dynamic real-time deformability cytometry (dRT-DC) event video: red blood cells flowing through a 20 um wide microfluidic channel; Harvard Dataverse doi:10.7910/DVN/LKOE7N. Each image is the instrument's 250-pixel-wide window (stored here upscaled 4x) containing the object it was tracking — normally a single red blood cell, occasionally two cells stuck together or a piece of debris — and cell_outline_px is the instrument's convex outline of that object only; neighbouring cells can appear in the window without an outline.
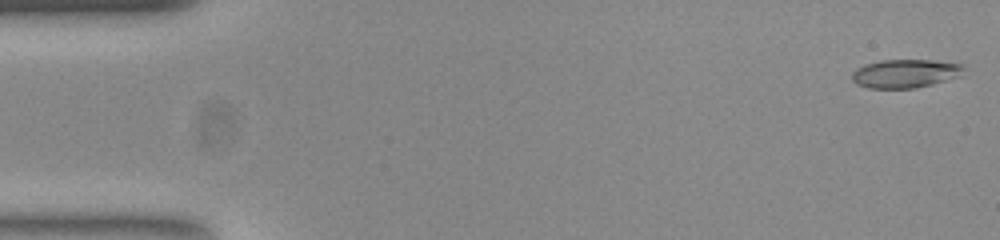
{"species": "common noctule bat (a hibernating species)", "species_latin": "Nyctalus noctula", "temperature_condition": "room temperature", "stored_images_in_passage": 53, "camera_frame_rate_fps": 3000, "um_per_image_px": 0.085, "animal": {"sex": "female", "body_mass_g": 23.0, "forearm_length_mm": 53.4}, "frame": {"image": 1, "passage_image": 1, "time_ms": 0.0, "image_size_px": [1000, 240], "cell_outline_px": [[964, 68], [960, 76], [932, 84], [912, 88], [868, 88], [856, 84], [852, 80], [852, 72], [856, 68], [864, 64], [880, 60], [932, 60], [964, 64]], "centroid_in_image_um": [76.92, 6.24], "position_along_channel_um": 8.1, "area_um2": 18.61}}
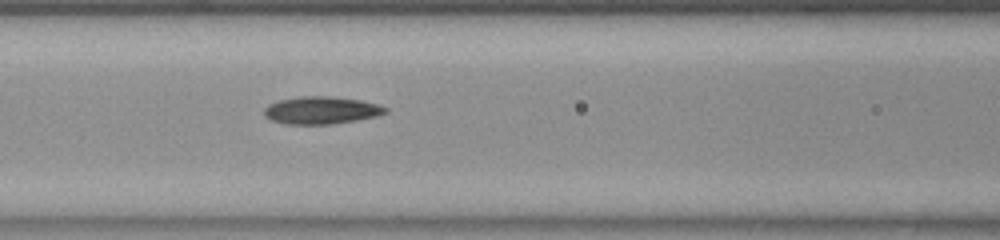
{"frame": {"image": 2, "passage_image": 22, "time_ms": 7.0, "image_size_px": [1000, 240], "cell_outline_px": [[388, 112], [376, 116], [356, 120], [332, 124], [284, 124], [272, 120], [264, 116], [264, 108], [268, 104], [280, 100], [300, 96], [332, 96], [360, 100], [376, 104], [388, 108]], "centroid_in_image_um": [27.29, 9.37], "position_along_channel_um": 139.3, "area_um2": 19.42}}
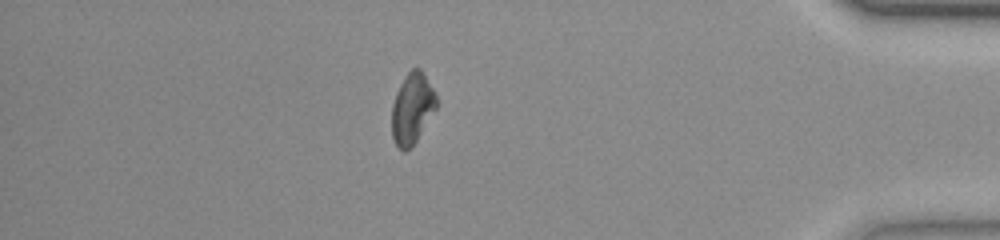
{"frame": {"image": 3, "passage_image": 46, "time_ms": 15.0, "image_size_px": [1000, 240], "cell_outline_px": [[436, 108], [416, 140], [404, 152], [396, 144], [392, 136], [392, 104], [396, 92], [404, 76], [412, 68], [420, 68], [432, 88], [436, 96]], "centroid_in_image_um": [35.01, 9.19], "position_along_channel_um": 400.2, "area_um2": 17.98}, "authors_computed_cell_mechanics": {"area_um2": 18.9006, "velocity_mm_per_s": 3.8055, "shape_relaxation_time_tau1_ms": null, "shape_relaxation_time_tau2_ms": 4.3272, "deformation_change_tau1": null, "deformation_change_tau2": 0.0937}}